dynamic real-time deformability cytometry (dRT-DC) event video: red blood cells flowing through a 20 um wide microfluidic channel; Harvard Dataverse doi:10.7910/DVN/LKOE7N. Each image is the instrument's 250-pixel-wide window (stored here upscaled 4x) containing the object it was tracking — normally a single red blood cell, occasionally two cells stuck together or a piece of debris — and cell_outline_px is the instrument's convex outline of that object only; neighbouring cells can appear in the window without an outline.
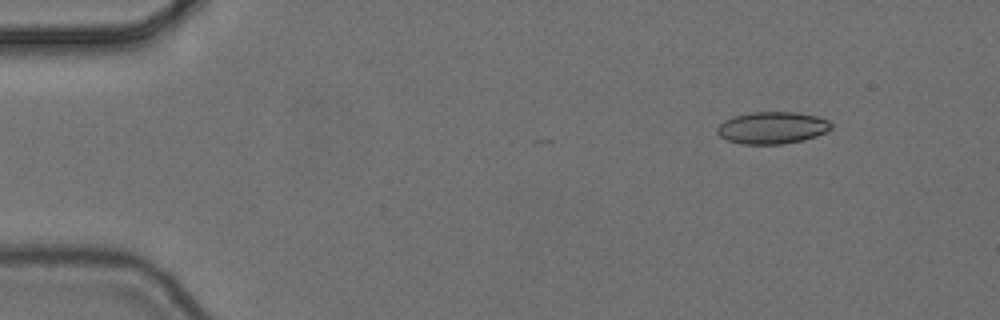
{"species": "common noctule bat (a hibernating species)", "species_latin": "Nyctalus noctula", "temperature_condition": "cold", "stored_images_in_passage": 6, "camera_frame_rate_fps": 3000, "um_per_image_px": 0.085, "animal": {"sex": "female", "body_mass_g": 24.6, "forearm_length_mm": 56.2}, "frame": {"image": 1, "passage_image": 2, "time_ms": 0.333, "image_size_px": [1000, 320], "cell_outline_px": [[832, 128], [816, 136], [804, 140], [780, 144], [744, 144], [728, 140], [720, 136], [716, 132], [716, 128], [724, 120], [732, 116], [752, 112], [796, 112], [816, 116], [828, 120], [832, 124]], "centroid_in_image_um": [65.62, 10.85], "position_along_channel_um": 19.4, "area_um2": 21.27}}
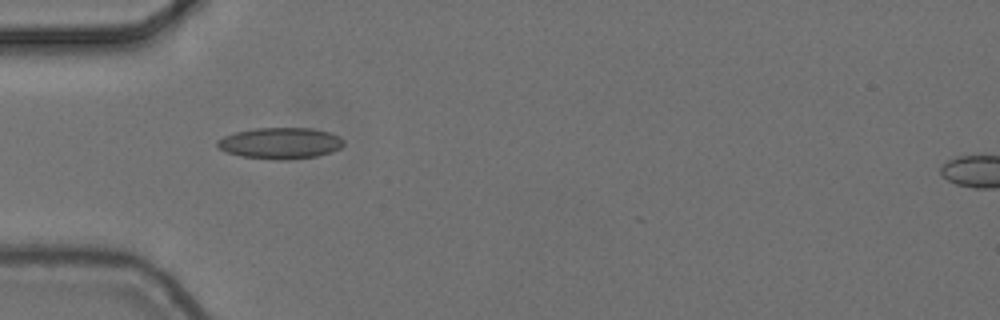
{"frame": {"image": 2, "passage_image": 5, "time_ms": 1.333, "image_size_px": [1000, 320], "cell_outline_px": [[344, 144], [340, 148], [332, 152], [316, 156], [288, 160], [276, 160], [240, 156], [228, 152], [220, 148], [216, 144], [216, 140], [224, 136], [236, 132], [256, 128], [312, 128], [328, 132], [340, 136], [344, 140]], "centroid_in_image_um": [23.85, 12.17], "position_along_channel_um": 61.2, "area_um2": 23.06}}
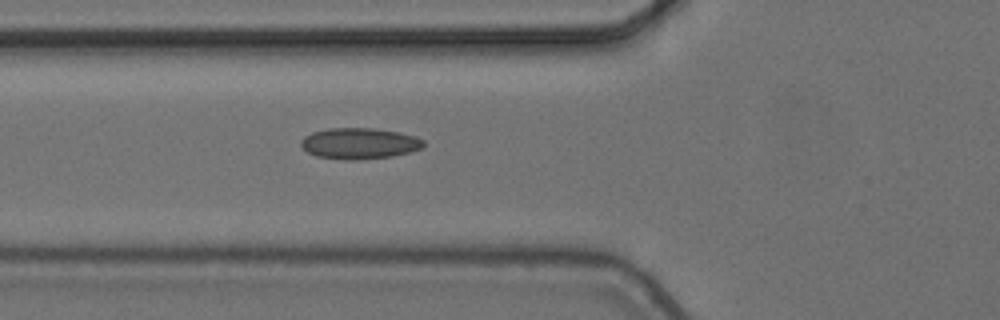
{"frame": {"image": 3, "passage_image": 6, "time_ms": 1.667, "image_size_px": [1000, 320], "cell_outline_px": [[424, 144], [420, 148], [408, 152], [392, 156], [360, 160], [344, 160], [316, 156], [308, 152], [300, 144], [300, 140], [304, 136], [312, 132], [328, 128], [372, 128], [400, 132], [416, 136], [424, 140]], "centroid_in_image_um": [30.53, 12.19], "position_along_channel_um": 95.3, "area_um2": 22.25}}